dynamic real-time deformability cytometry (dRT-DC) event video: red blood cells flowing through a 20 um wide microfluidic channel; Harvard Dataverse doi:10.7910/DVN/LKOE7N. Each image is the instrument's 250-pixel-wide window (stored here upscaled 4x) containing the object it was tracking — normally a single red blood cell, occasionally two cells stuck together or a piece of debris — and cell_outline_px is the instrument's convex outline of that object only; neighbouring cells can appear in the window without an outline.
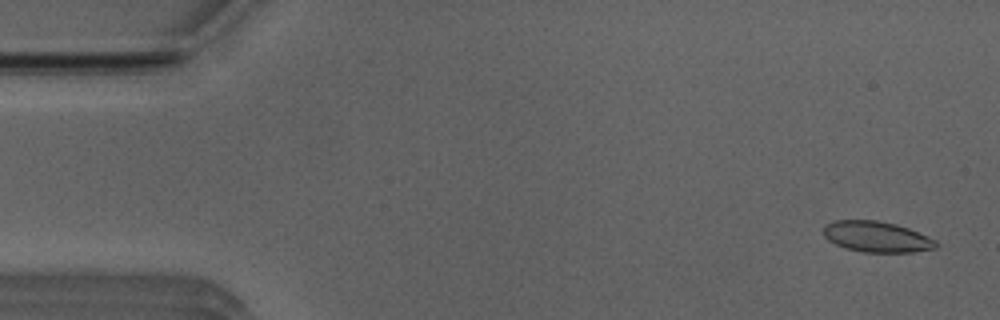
{"species": "Egyptian fruit bat (a non-hibernating species)", "species_latin": "Rousettus aegyptiacus", "temperature_condition": "room temperature", "stored_images_in_passage": 6, "camera_frame_rate_fps": 3000, "um_per_image_px": 0.085, "animal": {"sex": "male"}, "frame": {"image": 1, "passage_image": 2, "time_ms": 0.333, "image_size_px": [1000, 320], "cell_outline_px": [[940, 244], [936, 248], [912, 252], [864, 252], [844, 248], [828, 240], [824, 236], [824, 224], [836, 220], [876, 220], [896, 224], [908, 228], [928, 236], [936, 240]], "centroid_in_image_um": [74.53, 20.12], "position_along_channel_um": 10.5, "area_um2": 20.29}}